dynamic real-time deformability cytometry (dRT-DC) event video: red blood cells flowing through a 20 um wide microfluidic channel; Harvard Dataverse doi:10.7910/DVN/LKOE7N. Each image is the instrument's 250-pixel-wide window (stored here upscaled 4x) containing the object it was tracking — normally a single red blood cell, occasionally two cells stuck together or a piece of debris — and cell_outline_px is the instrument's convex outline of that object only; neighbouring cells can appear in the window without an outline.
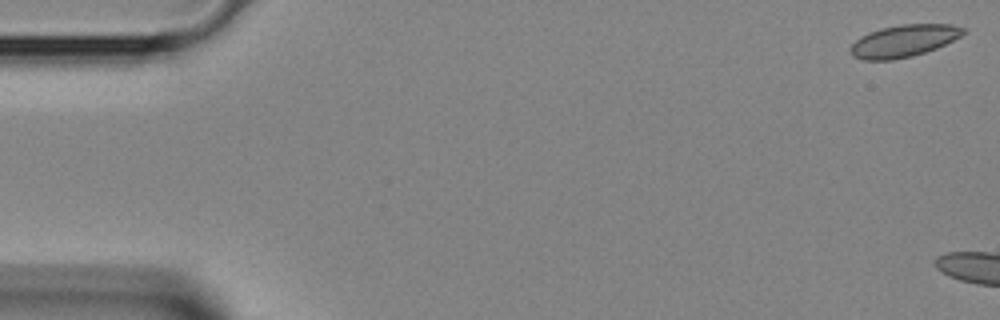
{"species": "Egyptian fruit bat (a non-hibernating species)", "species_latin": "Rousettus aegyptiacus", "temperature_condition": "room temperature", "stored_images_in_passage": 6, "segment_of_instrument_passage": [1, 2], "camera_frame_rate_fps": 3000, "um_per_image_px": 0.085, "animal": {"sex": "female"}, "frame": {"image": 1, "passage_image": 1, "time_ms": 0.0, "image_size_px": [1000, 320], "cell_outline_px": [[964, 32], [960, 36], [936, 48], [912, 56], [892, 60], [864, 60], [852, 56], [852, 44], [860, 36], [868, 32], [880, 28], [900, 24], [952, 24], [964, 28]], "centroid_in_image_um": [76.79, 3.47], "position_along_channel_um": 8.2, "area_um2": 20.92}}
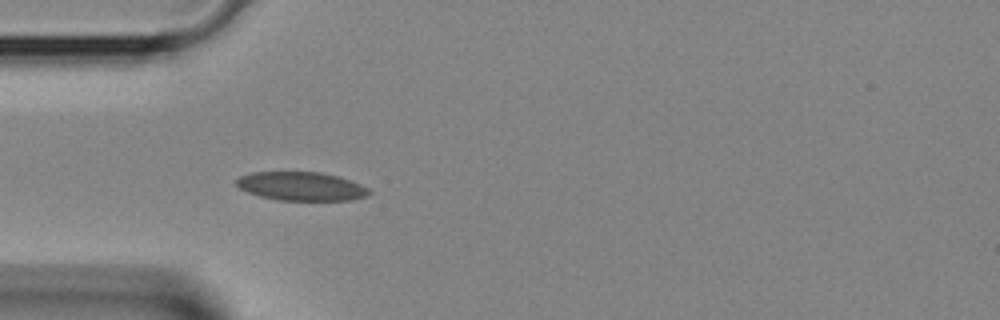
{"frame": {"image": 2, "passage_image": 5, "time_ms": 1.333, "image_size_px": [1000, 320], "cell_outline_px": [[372, 192], [368, 196], [352, 200], [276, 200], [260, 196], [248, 192], [240, 188], [236, 184], [236, 180], [240, 176], [252, 172], [320, 172], [336, 176], [360, 184], [368, 188]], "centroid_in_image_um": [25.61, 15.84], "position_along_channel_um": 59.4, "area_um2": 22.08}}